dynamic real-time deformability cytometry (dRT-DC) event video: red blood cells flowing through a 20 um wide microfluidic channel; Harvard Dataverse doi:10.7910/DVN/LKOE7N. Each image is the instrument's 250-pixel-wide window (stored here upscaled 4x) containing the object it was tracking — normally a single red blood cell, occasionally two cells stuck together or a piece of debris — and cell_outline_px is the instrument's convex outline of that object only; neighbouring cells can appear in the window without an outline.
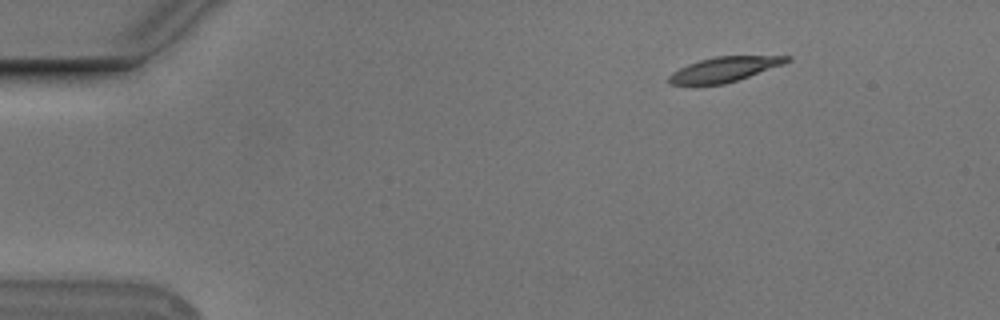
{"species": "Egyptian fruit bat (a non-hibernating species)", "species_latin": "Rousettus aegyptiacus", "temperature_condition": "cold", "stored_images_in_passage": 10, "camera_frame_rate_fps": 3000, "um_per_image_px": 0.085, "animal": {"sex": "male"}, "frame": {"image": 1, "passage_image": 2, "time_ms": 0.333, "image_size_px": [1000, 320], "cell_outline_px": [[792, 60], [784, 64], [724, 84], [672, 84], [668, 80], [668, 76], [672, 72], [688, 64], [700, 60], [716, 56], [792, 56]], "centroid_in_image_um": [61.59, 5.88], "position_along_channel_um": 23.4, "area_um2": 16.76}}